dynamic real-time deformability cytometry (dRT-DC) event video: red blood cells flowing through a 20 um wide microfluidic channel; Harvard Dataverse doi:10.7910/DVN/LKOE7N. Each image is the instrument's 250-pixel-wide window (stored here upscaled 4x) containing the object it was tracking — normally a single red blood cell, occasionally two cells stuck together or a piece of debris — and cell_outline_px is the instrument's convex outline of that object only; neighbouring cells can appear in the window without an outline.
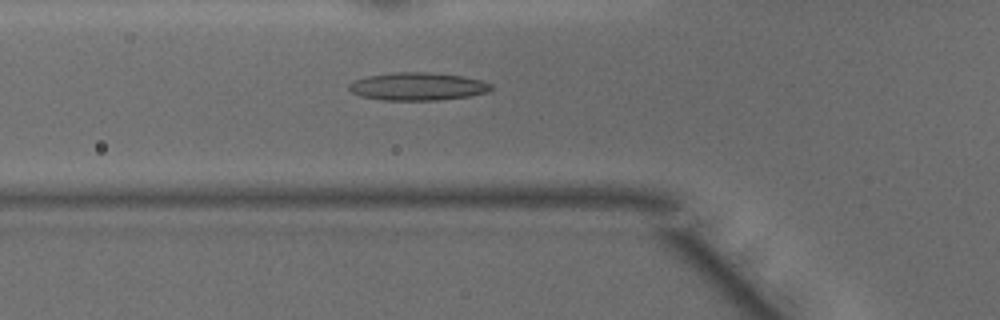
{"species": "common noctule bat (a hibernating species)", "species_latin": "Nyctalus noctula", "temperature_condition": "warm", "stored_images_in_passage": 28, "camera_frame_rate_fps": 3000, "um_per_image_px": 0.085, "animal": {"sex": "male", "body_mass_g": 15.6}, "frame": {"image": 1, "passage_image": 2, "time_ms": 0.333, "image_size_px": [1000, 320], "cell_outline_px": [[492, 88], [484, 92], [468, 96], [440, 100], [384, 100], [360, 96], [352, 92], [348, 88], [348, 84], [356, 80], [368, 76], [392, 72], [428, 72], [464, 76], [484, 80], [492, 84]], "centroid_in_image_um": [35.51, 7.34], "position_along_channel_um": 90.3, "area_um2": 23.06}}
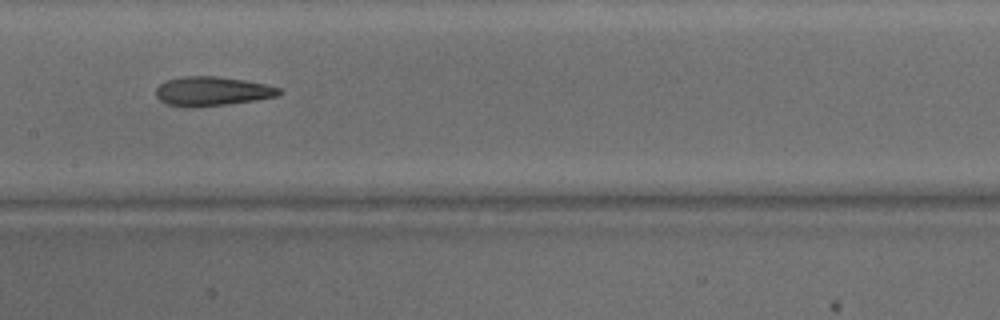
{"frame": {"image": 2, "passage_image": 9, "time_ms": 2.667, "image_size_px": [1000, 320], "cell_outline_px": [[284, 92], [276, 96], [256, 100], [228, 104], [168, 104], [160, 100], [156, 96], [156, 88], [160, 84], [168, 80], [180, 76], [216, 76], [244, 80], [264, 84], [280, 88]], "centroid_in_image_um": [18.09, 7.71], "position_along_channel_um": 189.3, "area_um2": 20.11}}
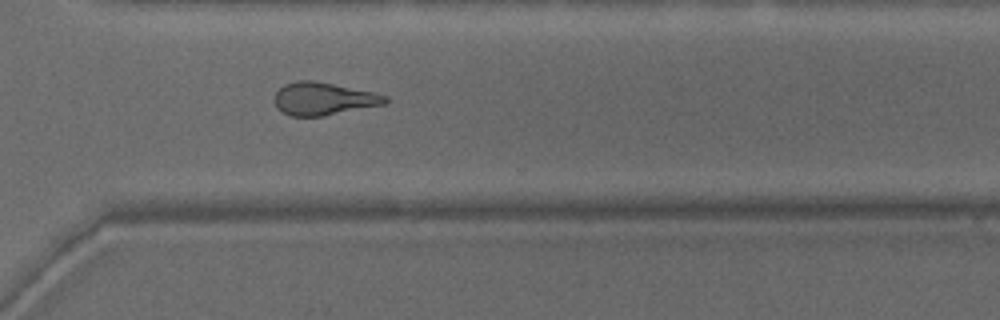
{"frame": {"image": 3, "passage_image": 20, "time_ms": 6.333, "image_size_px": [1000, 320], "cell_outline_px": [[388, 100], [384, 104], [320, 116], [292, 116], [276, 108], [272, 100], [276, 92], [284, 84], [296, 80], [312, 80], [376, 92], [388, 96]], "centroid_in_image_um": [27.46, 8.38], "position_along_channel_um": 343.1, "area_um2": 21.1}}